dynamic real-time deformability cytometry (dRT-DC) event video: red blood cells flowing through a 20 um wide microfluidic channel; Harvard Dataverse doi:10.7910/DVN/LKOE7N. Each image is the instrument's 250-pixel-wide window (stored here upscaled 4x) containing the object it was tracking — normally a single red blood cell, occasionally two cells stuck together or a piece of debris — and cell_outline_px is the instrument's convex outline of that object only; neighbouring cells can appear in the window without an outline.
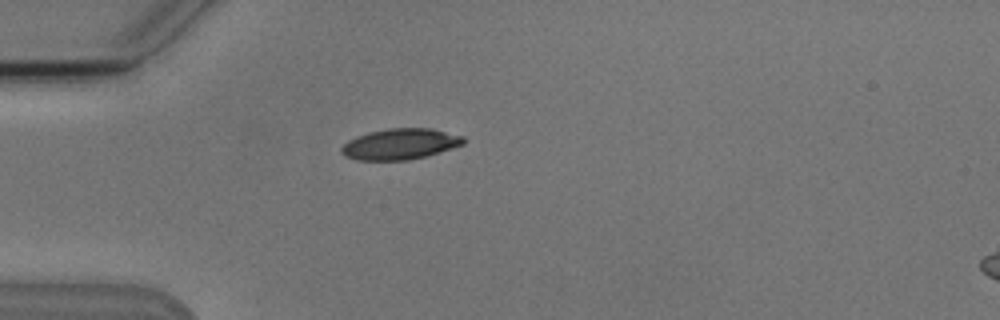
{"species": "Egyptian fruit bat (a non-hibernating species)", "species_latin": "Rousettus aegyptiacus", "temperature_condition": "cold", "stored_images_in_passage": 1, "camera_frame_rate_fps": 3000, "um_per_image_px": 0.085, "animal": {"sex": "male"}, "frame": {"image": 1, "passage_image": 1, "time_ms": 0.0, "image_size_px": [1000, 320], "cell_outline_px": [[464, 144], [452, 148], [424, 156], [408, 160], [356, 160], [344, 156], [340, 152], [340, 148], [348, 140], [356, 136], [368, 132], [388, 128], [432, 128], [464, 136]], "centroid_in_image_um": [33.98, 12.24], "position_along_channel_um": 51.0, "area_um2": 22.02}}